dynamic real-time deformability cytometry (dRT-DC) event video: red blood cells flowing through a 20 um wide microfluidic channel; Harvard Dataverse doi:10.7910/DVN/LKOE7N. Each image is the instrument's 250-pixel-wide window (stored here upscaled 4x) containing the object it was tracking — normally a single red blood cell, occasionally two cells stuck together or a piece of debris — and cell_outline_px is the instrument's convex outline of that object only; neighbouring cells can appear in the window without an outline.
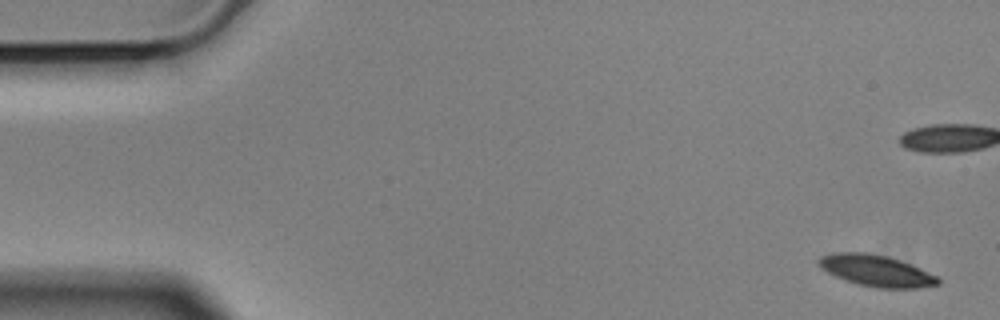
{"species": "Egyptian fruit bat (a non-hibernating species)", "species_latin": "Rousettus aegyptiacus", "temperature_condition": "cold", "stored_images_in_passage": 57, "camera_frame_rate_fps": 3000, "um_per_image_px": 0.085, "animal": {"sex": "male"}, "frame": {"image": 1, "passage_image": 1, "time_ms": 0.0, "image_size_px": [1000, 320], "cell_outline_px": [[940, 284], [920, 288], [876, 288], [856, 284], [844, 280], [828, 272], [816, 260], [820, 256], [836, 252], [868, 252], [888, 256], [912, 264], [936, 276], [940, 280]], "centroid_in_image_um": [74.5, 23.01], "position_along_channel_um": 10.5, "area_um2": 21.91}}
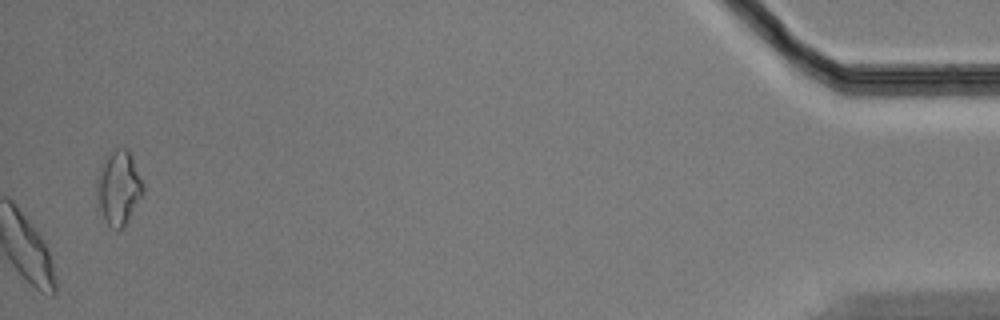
{"frame": {"image": 2, "passage_image": 57, "time_ms": 18.667, "image_size_px": [1000, 320], "cell_outline_px": [[144, 192], [128, 220], [120, 228], [112, 228], [104, 220], [96, 208], [96, 176], [100, 164], [116, 148], [128, 148], [132, 156], [144, 184]], "centroid_in_image_um": [10.05, 15.95], "position_along_channel_um": 425.2, "area_um2": 20.35}, "authors_computed_cell_mechanics": {"area_um2": 22.0218, "velocity_mm_per_s": 3.4847, "shape_relaxation_time_tau1_ms": 3.657, "shape_relaxation_time_tau2_ms": null, "deformation_change_tau1": 0.1373, "deformation_change_tau2": null}}